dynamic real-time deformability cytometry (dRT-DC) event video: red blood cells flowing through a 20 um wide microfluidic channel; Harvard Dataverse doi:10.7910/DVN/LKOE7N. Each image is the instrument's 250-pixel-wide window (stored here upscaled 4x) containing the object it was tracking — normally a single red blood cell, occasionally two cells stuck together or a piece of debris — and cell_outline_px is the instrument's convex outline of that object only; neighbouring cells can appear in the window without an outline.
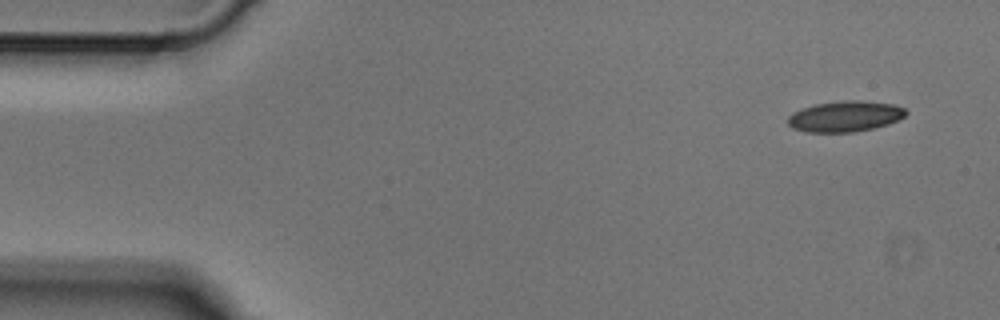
{"species": "Egyptian fruit bat (a non-hibernating species)", "species_latin": "Rousettus aegyptiacus", "temperature_condition": "cold", "stored_images_in_passage": 3, "camera_frame_rate_fps": 3000, "um_per_image_px": 0.085, "animal": {"sex": "male"}, "frame": {"image": 1, "passage_image": 1, "time_ms": 0.0, "image_size_px": [1000, 320], "cell_outline_px": [[908, 112], [900, 120], [888, 124], [856, 132], [804, 132], [792, 128], [788, 124], [788, 116], [792, 112], [800, 108], [816, 104], [844, 100], [860, 100], [896, 104], [904, 108]], "centroid_in_image_um": [71.83, 9.88], "position_along_channel_um": 13.2, "area_um2": 21.44}}
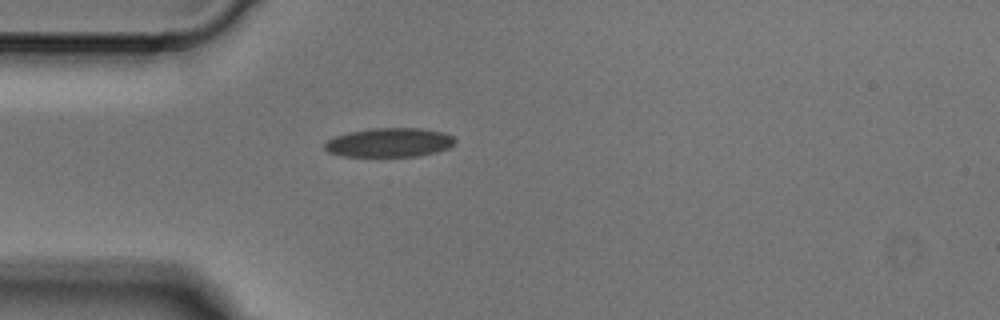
{"frame": {"image": 2, "passage_image": 3, "time_ms": 0.667, "image_size_px": [1000, 320], "cell_outline_px": [[456, 144], [448, 148], [436, 152], [416, 156], [344, 156], [328, 152], [324, 148], [324, 144], [328, 140], [336, 136], [348, 132], [372, 128], [420, 128], [444, 132], [452, 136], [456, 140]], "centroid_in_image_um": [33.12, 12.11], "position_along_channel_um": 51.9, "area_um2": 22.08}}